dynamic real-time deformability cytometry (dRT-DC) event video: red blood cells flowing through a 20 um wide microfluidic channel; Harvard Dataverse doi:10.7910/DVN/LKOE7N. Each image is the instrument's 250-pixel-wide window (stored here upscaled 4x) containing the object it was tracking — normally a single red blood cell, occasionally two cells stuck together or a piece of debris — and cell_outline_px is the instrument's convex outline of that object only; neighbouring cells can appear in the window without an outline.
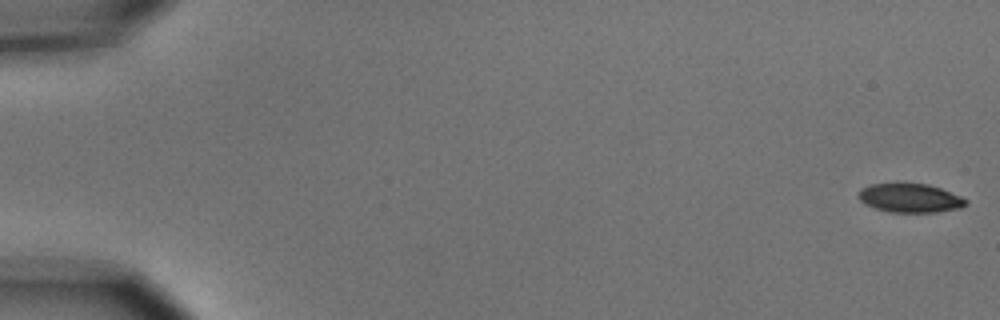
{"species": "common noctule bat (a hibernating species)", "species_latin": "Nyctalus noctula", "temperature_condition": "cold", "stored_images_in_passage": 5, "camera_frame_rate_fps": 3000, "um_per_image_px": 0.085, "animal": {"sex": "male", "body_mass_g": 15.6}, "frame": {"image": 1, "passage_image": 1, "time_ms": 0.0, "image_size_px": [1000, 320], "cell_outline_px": [[968, 204], [960, 208], [936, 212], [892, 212], [876, 208], [864, 204], [856, 196], [860, 188], [872, 184], [896, 180], [900, 180], [928, 184], [940, 188], [960, 196], [968, 200]], "centroid_in_image_um": [77.3, 16.78], "position_along_channel_um": 7.7, "area_um2": 18.84}}
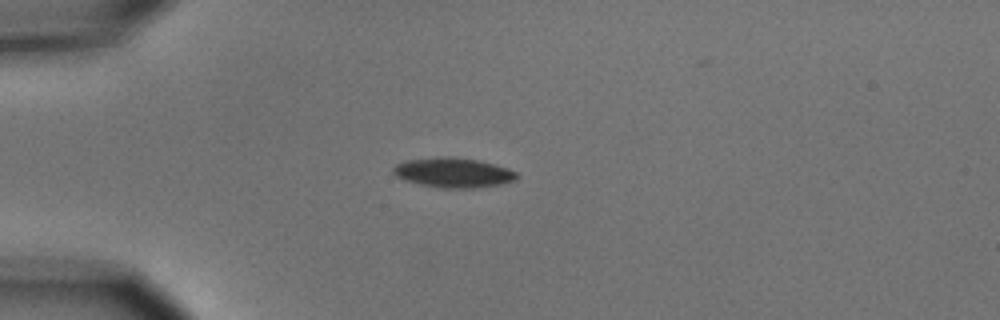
{"frame": {"image": 2, "passage_image": 5, "time_ms": 4.667, "image_size_px": [1000, 320], "cell_outline_px": [[520, 176], [516, 180], [500, 184], [476, 188], [440, 188], [420, 184], [404, 180], [396, 176], [392, 172], [392, 168], [396, 164], [404, 160], [440, 156], [452, 156], [480, 160], [508, 168], [516, 172]], "centroid_in_image_um": [38.52, 14.66], "position_along_channel_um": 46.5, "area_um2": 21.79}}